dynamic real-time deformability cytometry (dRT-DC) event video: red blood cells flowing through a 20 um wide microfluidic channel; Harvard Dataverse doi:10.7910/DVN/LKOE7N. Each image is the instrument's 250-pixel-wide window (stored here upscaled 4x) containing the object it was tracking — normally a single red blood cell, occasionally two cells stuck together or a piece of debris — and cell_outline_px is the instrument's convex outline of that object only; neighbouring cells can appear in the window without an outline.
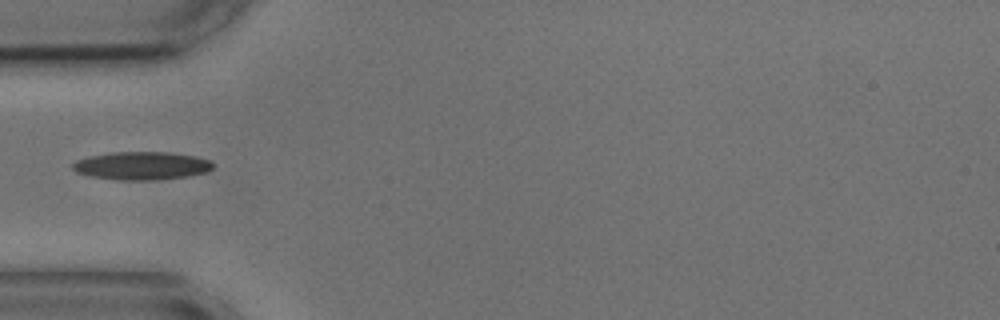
{"species": "common noctule bat (a hibernating species)", "species_latin": "Nyctalus noctula", "temperature_condition": "cold", "stored_images_in_passage": 2, "camera_frame_rate_fps": 3000, "um_per_image_px": 0.085, "animal": {"sex": "male", "body_mass_g": 17.9, "forearm_length_mm": 54.2}, "frame": {"image": 1, "passage_image": 2, "time_ms": 1.333, "image_size_px": [1000, 320], "cell_outline_px": [[212, 168], [204, 172], [188, 176], [156, 180], [120, 180], [88, 176], [76, 172], [72, 168], [72, 164], [76, 160], [88, 156], [112, 152], [168, 152], [196, 156], [208, 160], [212, 164]], "centroid_in_image_um": [11.98, 14.09], "position_along_channel_um": 73.0, "area_um2": 22.95}}